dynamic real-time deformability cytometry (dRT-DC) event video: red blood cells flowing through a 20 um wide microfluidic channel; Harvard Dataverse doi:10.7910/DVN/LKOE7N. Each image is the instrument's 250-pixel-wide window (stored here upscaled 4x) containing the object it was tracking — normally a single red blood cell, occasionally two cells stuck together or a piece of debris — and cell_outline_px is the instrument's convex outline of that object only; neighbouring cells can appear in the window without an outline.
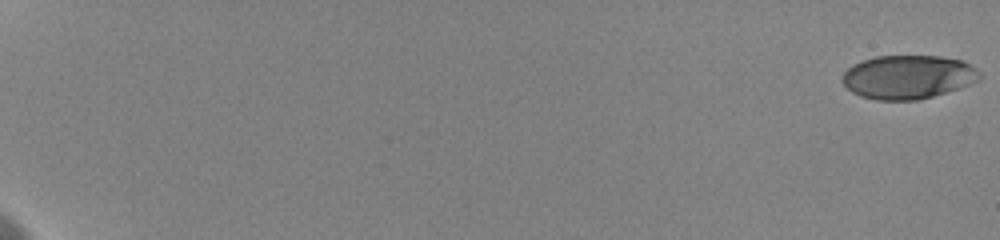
{"species": "human", "species_latin": "Homo sapiens", "temperature_condition": "cold", "stored_images_in_passage": 24, "camera_frame_rate_fps": 3000, "um_per_image_px": 0.085, "donor": {"sex": "female"}, "frame": {"image": 1, "passage_image": 1, "time_ms": 0.0, "image_size_px": [1000, 240], "cell_outline_px": [[980, 80], [960, 88], [920, 100], [876, 100], [860, 96], [852, 92], [840, 80], [844, 72], [852, 64], [876, 56], [940, 56], [960, 60], [976, 68], [980, 72]], "centroid_in_image_um": [77.17, 6.55], "position_along_channel_um": 7.8, "area_um2": 35.08}}
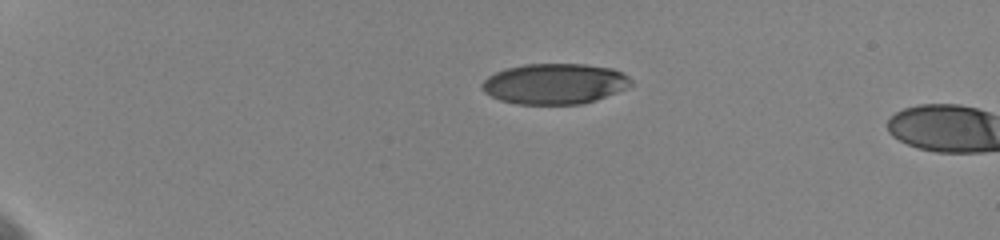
{"frame": {"image": 2, "passage_image": 22, "time_ms": 5.0, "image_size_px": [1000, 240], "cell_outline_px": [[632, 84], [616, 92], [596, 100], [580, 104], [520, 104], [500, 100], [484, 92], [480, 88], [480, 84], [488, 76], [504, 68], [524, 64], [584, 64], [612, 68], [628, 76], [632, 80]], "centroid_in_image_um": [47.11, 7.11], "position_along_channel_um": 37.9, "area_um2": 35.2}}